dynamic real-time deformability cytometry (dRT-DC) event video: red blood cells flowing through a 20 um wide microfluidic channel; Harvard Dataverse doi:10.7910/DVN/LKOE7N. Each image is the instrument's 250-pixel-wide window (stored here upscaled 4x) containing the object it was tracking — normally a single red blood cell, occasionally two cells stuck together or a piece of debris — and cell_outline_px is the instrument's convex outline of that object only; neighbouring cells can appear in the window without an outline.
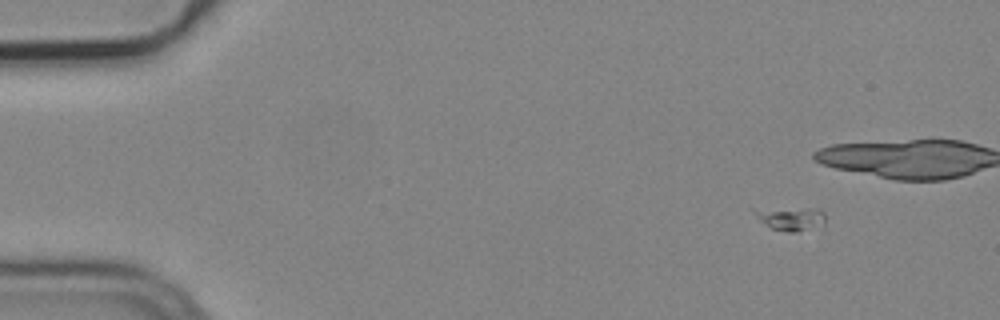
{"species": "common noctule bat (a hibernating species)", "species_latin": "Nyctalus noctula", "temperature_condition": "cold", "stored_images_in_passage": 5, "camera_frame_rate_fps": 3000, "um_per_image_px": 0.085, "animal": {"sex": "male", "body_mass_g": 19.2, "forearm_length_mm": 51.8}, "frame": {"image": 1, "passage_image": 1, "time_ms": 0.0, "image_size_px": [1000, 320], "cell_outline_px": [[824, 228], [796, 232], [788, 232], [772, 228], [760, 220], [756, 216], [752, 208], [816, 208], [824, 212]], "centroid_in_image_um": [67.28, 18.58], "position_along_channel_um": 17.7, "area_um2": 10.06}}